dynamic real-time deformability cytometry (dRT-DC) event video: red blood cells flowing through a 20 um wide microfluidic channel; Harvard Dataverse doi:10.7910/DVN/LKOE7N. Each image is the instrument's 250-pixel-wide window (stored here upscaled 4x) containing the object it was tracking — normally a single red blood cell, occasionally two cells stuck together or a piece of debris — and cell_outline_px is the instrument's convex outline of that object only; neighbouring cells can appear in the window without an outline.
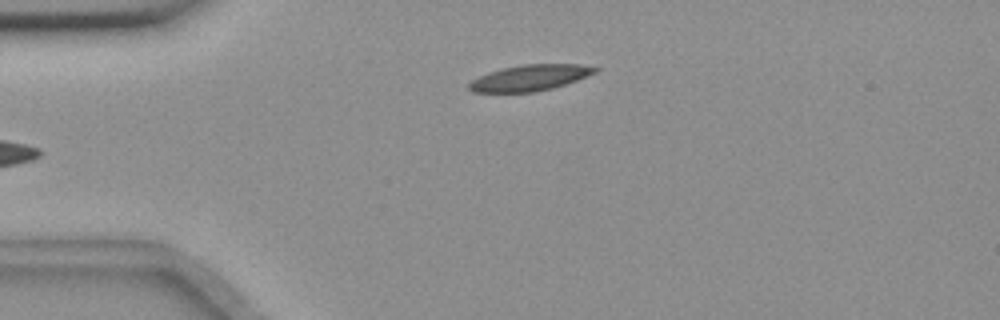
{"species": "common noctule bat (a hibernating species)", "species_latin": "Nyctalus noctula", "temperature_condition": "room temperature", "stored_images_in_passage": 5, "camera_frame_rate_fps": 3000, "um_per_image_px": 0.085, "animal": {"sex": "female", "body_mass_g": 18.4}, "frame": {"image": 1, "passage_image": 5, "time_ms": 4.333, "image_size_px": [1000, 320], "cell_outline_px": [[600, 68], [596, 72], [576, 80], [552, 88], [536, 92], [472, 92], [468, 88], [468, 84], [472, 80], [488, 72], [504, 68], [524, 64], [580, 64]], "centroid_in_image_um": [45.03, 6.61], "position_along_channel_um": 40.0, "area_um2": 18.9}}